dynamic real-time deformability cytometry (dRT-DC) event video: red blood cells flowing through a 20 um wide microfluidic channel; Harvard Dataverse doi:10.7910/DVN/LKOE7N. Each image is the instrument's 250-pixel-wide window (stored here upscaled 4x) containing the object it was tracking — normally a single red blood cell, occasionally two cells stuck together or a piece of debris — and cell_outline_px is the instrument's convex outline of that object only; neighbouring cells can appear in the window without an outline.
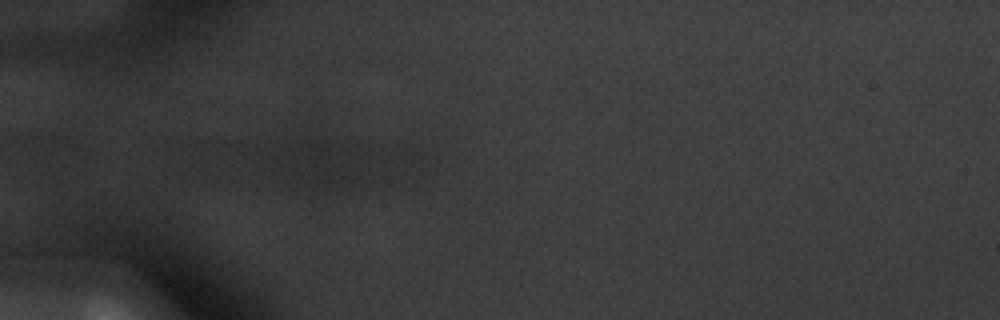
{"species": "common noctule bat (a hibernating species)", "species_latin": "Nyctalus noctula", "temperature_condition": "warm", "stored_images_in_passage": 1, "camera_frame_rate_fps": 3000, "um_per_image_px": 0.085, "animal": {"sex": "male", "body_mass_g": 20.1, "forearm_length_mm": 53.5}, "frame": {"image": 1, "passage_image": 1, "time_ms": 0.0, "image_size_px": [1000, 320], "cell_outline_px": [[360, 148], [352, 180], [312, 188], [272, 160], [276, 156], [288, 148], [300, 144], [320, 140], [324, 140], [356, 144]], "centroid_in_image_um": [27.24, 13.78], "position_along_channel_um": 57.8, "area_um2": 20.92}}